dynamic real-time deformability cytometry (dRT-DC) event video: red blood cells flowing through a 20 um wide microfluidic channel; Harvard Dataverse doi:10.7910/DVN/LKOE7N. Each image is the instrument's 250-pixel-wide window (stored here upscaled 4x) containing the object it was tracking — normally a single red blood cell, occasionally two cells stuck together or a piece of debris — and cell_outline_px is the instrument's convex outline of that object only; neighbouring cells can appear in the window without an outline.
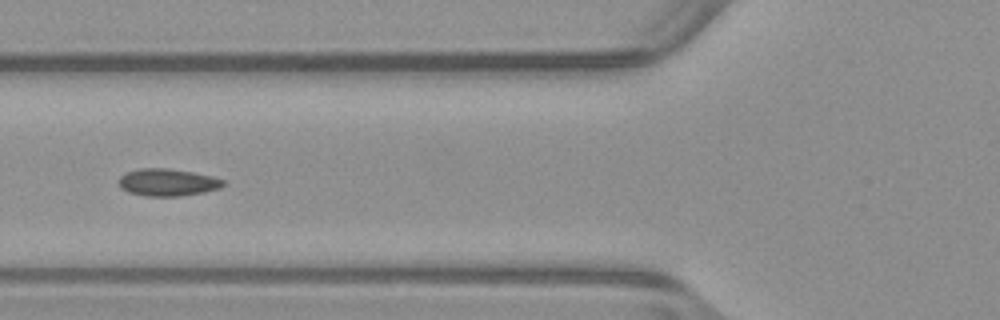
{"species": "common noctule bat (a hibernating species)", "species_latin": "Nyctalus noctula", "temperature_condition": "warm", "stored_images_in_passage": 19, "camera_frame_rate_fps": 3000, "um_per_image_px": 0.085, "animal": {"sex": "male", "body_mass_g": 23.1, "forearm_length_mm": 52.7}, "frame": {"image": 1, "passage_image": 6, "time_ms": 1.667, "image_size_px": [1000, 320], "cell_outline_px": [[224, 184], [220, 188], [204, 192], [180, 196], [144, 196], [128, 192], [120, 188], [116, 180], [120, 176], [128, 172], [140, 168], [168, 168], [192, 172], [212, 176], [224, 180]], "centroid_in_image_um": [14.2, 15.5], "position_along_channel_um": 111.6, "area_um2": 16.7}}